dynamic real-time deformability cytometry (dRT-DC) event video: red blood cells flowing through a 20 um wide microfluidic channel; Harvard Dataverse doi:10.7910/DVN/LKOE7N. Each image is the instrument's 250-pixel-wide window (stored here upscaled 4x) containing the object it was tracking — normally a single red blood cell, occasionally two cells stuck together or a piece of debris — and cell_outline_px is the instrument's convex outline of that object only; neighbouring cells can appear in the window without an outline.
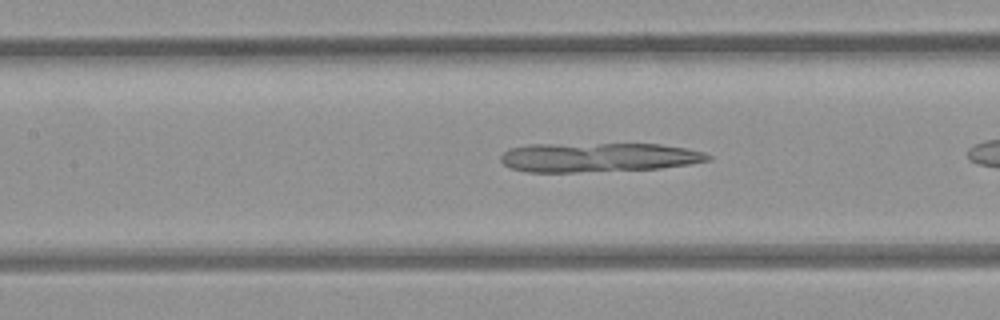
{"species": "common noctule bat (a hibernating species)", "species_latin": "Nyctalus noctula", "temperature_condition": "room temperature", "stored_images_in_passage": 25, "camera_frame_rate_fps": 3000, "um_per_image_px": 0.085, "animal": {"sex": "female", "body_mass_g": 21.9}, "frame": {"image": 1, "passage_image": 8, "time_ms": 2.333, "image_size_px": [1000, 320], "cell_outline_px": [[712, 160], [688, 164], [660, 168], [576, 172], [528, 172], [512, 168], [504, 164], [500, 160], [500, 156], [508, 148], [528, 144], [660, 144], [684, 148], [704, 152], [712, 156]], "centroid_in_image_um": [50.83, 13.37], "position_along_channel_um": 156.6, "area_um2": 35.32}}
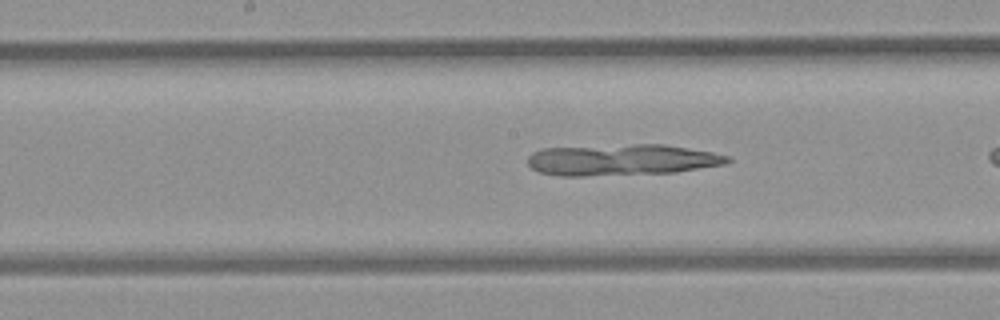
{"frame": {"image": 2, "passage_image": 11, "time_ms": 3.333, "image_size_px": [1000, 320], "cell_outline_px": [[732, 160], [728, 164], [676, 172], [584, 176], [560, 176], [540, 172], [532, 168], [528, 164], [528, 156], [532, 152], [544, 148], [636, 144], [664, 144], [712, 152], [728, 156]], "centroid_in_image_um": [52.87, 13.59], "position_along_channel_um": 195.3, "area_um2": 36.41}}